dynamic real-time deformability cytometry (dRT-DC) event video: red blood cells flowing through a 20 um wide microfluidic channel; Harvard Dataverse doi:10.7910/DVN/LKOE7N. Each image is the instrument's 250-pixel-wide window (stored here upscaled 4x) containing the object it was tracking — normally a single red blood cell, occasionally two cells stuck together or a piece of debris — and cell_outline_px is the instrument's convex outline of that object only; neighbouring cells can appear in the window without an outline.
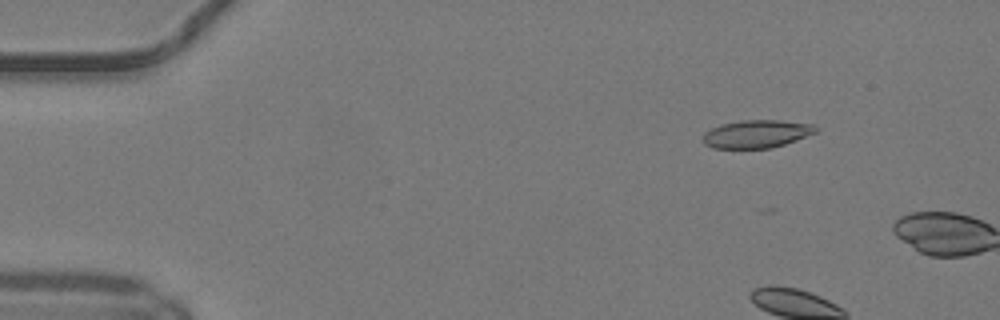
{"species": "common noctule bat (a hibernating species)", "species_latin": "Nyctalus noctula", "temperature_condition": "warm", "stored_images_in_passage": 8, "camera_frame_rate_fps": 3000, "um_per_image_px": 0.085, "animal": {"sex": "male", "body_mass_g": 19.2, "forearm_length_mm": 51.8}, "frame": {"image": 1, "passage_image": 7, "time_ms": 2.0, "image_size_px": [1000, 320], "cell_outline_px": [[820, 128], [816, 132], [796, 140], [772, 148], [712, 148], [704, 144], [704, 132], [720, 124], [740, 120], [780, 120], [816, 124]], "centroid_in_image_um": [64.34, 11.37], "position_along_channel_um": 20.7, "area_um2": 18.5}}